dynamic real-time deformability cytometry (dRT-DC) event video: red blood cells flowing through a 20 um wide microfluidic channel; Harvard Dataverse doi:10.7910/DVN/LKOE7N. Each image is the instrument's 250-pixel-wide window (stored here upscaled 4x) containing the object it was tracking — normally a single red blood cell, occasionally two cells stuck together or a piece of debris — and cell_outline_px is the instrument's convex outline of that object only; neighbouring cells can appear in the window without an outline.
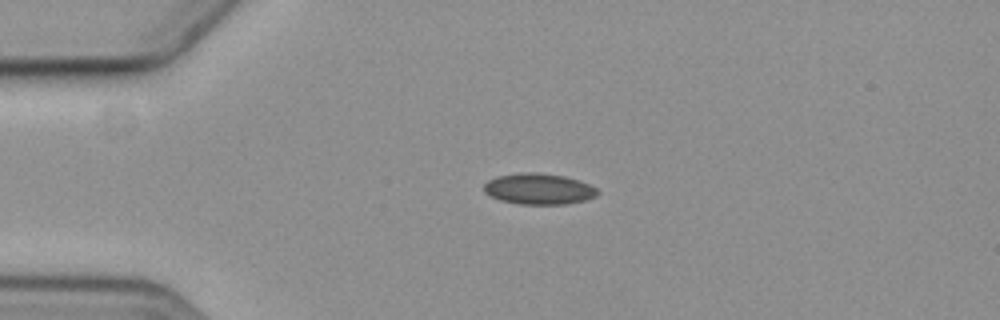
{"species": "common noctule bat (a hibernating species)", "species_latin": "Nyctalus noctula", "temperature_condition": "cold", "stored_images_in_passage": 2, "camera_frame_rate_fps": 3000, "um_per_image_px": 0.085, "animal": {"sex": "female", "body_mass_g": 19.3, "forearm_length_mm": 54.1}, "frame": {"image": 1, "passage_image": 1, "time_ms": 0.0, "image_size_px": [1000, 320], "cell_outline_px": [[600, 192], [596, 196], [584, 200], [564, 204], [520, 204], [500, 200], [484, 192], [484, 184], [488, 180], [496, 176], [524, 172], [536, 172], [564, 176], [588, 184], [596, 188]], "centroid_in_image_um": [45.78, 16.05], "position_along_channel_um": 39.2, "area_um2": 20.35}}